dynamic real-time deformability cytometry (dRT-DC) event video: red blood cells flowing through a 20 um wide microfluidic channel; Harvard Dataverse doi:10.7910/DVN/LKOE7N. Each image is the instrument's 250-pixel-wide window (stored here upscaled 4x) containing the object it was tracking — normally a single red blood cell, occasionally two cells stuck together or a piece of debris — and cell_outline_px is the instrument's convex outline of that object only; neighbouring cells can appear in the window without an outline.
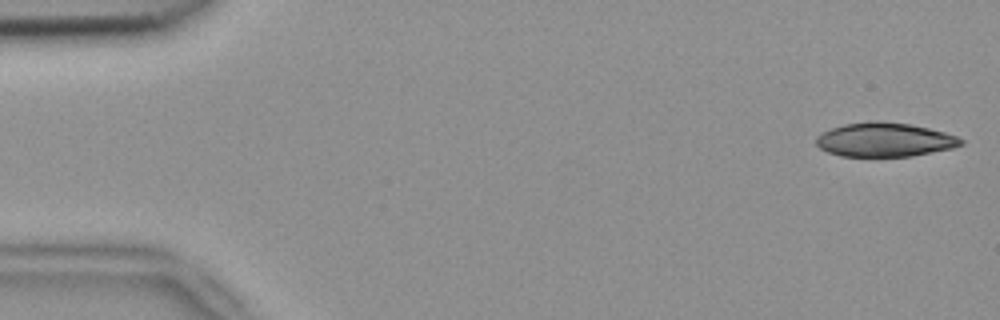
{"species": "common noctule bat (a hibernating species)", "species_latin": "Nyctalus noctula", "temperature_condition": "room temperature", "stored_images_in_passage": 52, "camera_frame_rate_fps": 3000, "um_per_image_px": 0.085, "animal": {"sex": "female", "body_mass_g": 18.4}, "frame": {"image": 1, "passage_image": 1, "time_ms": 0.0, "image_size_px": [1000, 320], "cell_outline_px": [[964, 144], [952, 148], [912, 156], [840, 156], [828, 152], [820, 148], [816, 144], [816, 136], [832, 128], [844, 124], [872, 120], [876, 120], [908, 124], [928, 128], [944, 132], [956, 136], [964, 140]], "centroid_in_image_um": [75.19, 11.87], "position_along_channel_um": 9.8, "area_um2": 28.61}}